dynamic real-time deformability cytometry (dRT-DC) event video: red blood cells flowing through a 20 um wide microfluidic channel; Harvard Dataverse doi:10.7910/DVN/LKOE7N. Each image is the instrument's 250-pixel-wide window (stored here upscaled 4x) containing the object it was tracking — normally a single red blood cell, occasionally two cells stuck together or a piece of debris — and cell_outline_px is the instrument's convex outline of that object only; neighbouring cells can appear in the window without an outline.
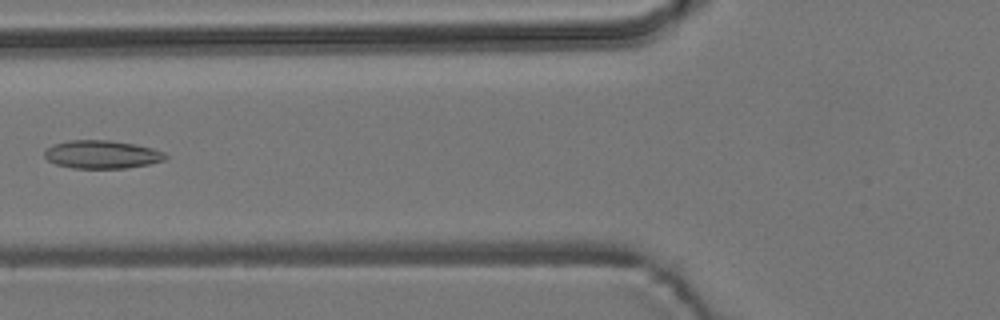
{"species": "common noctule bat (a hibernating species)", "species_latin": "Nyctalus noctula", "temperature_condition": "room temperature", "stored_images_in_passage": 5, "camera_frame_rate_fps": 3000, "um_per_image_px": 0.085, "animal": {"sex": "male", "body_mass_g": 19.2, "forearm_length_mm": 51.8}, "frame": {"image": 1, "passage_image": 5, "time_ms": 5.0, "image_size_px": [1000, 320], "cell_outline_px": [[168, 156], [164, 160], [148, 164], [128, 168], [72, 168], [56, 164], [48, 160], [44, 156], [44, 152], [52, 144], [68, 140], [108, 140], [136, 144], [152, 148], [164, 152]], "centroid_in_image_um": [8.66, 13.12], "position_along_channel_um": 117.1, "area_um2": 19.88}}